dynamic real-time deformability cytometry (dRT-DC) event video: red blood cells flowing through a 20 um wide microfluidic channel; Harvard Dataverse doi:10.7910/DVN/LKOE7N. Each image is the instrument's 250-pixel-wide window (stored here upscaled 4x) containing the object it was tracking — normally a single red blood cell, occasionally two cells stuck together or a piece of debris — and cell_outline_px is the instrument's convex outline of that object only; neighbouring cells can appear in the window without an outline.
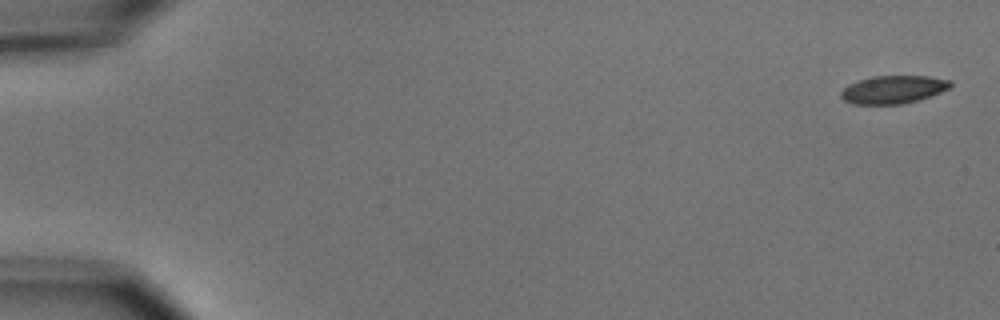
{"species": "common noctule bat (a hibernating species)", "species_latin": "Nyctalus noctula", "temperature_condition": "cold", "stored_images_in_passage": 5, "camera_frame_rate_fps": 3000, "um_per_image_px": 0.085, "animal": {"sex": "male", "body_mass_g": 15.6}, "frame": {"image": 1, "passage_image": 1, "time_ms": 0.0, "image_size_px": [1000, 320], "cell_outline_px": [[952, 84], [948, 88], [940, 92], [904, 104], [852, 104], [844, 100], [840, 96], [840, 92], [848, 84], [860, 80], [876, 76], [928, 76], [952, 80]], "centroid_in_image_um": [75.91, 7.61], "position_along_channel_um": 9.1, "area_um2": 17.69}}